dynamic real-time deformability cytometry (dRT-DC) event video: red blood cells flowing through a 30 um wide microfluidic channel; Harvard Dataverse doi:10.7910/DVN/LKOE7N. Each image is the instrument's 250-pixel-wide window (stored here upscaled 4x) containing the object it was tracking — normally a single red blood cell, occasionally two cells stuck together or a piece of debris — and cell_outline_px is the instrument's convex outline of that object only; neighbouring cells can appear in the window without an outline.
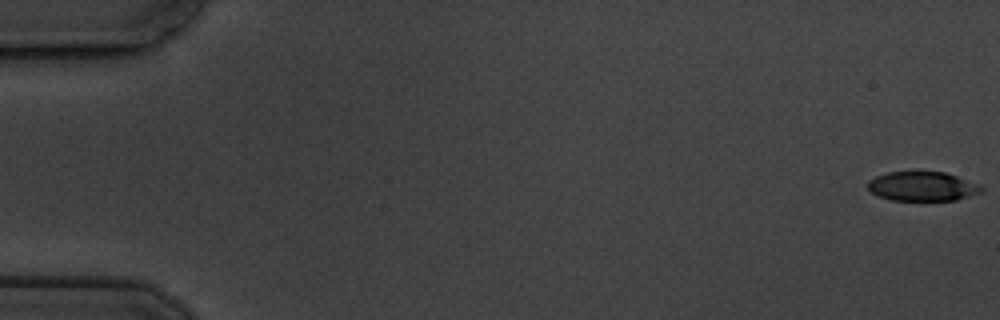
{"species": "common noctule bat (a hibernating species)", "species_latin": "Nyctalus noctula", "temperature_condition": "cold", "stored_images_in_passage": 6, "camera_frame_rate_fps": 3000, "um_per_image_px": 0.085, "animal": {"sex": "male", "body_mass_g": 19.5, "forearm_length_mm": 54.6}, "frame": {"image": 1, "passage_image": 1, "time_ms": 0.0, "image_size_px": [1000, 320], "cell_outline_px": [[984, 192], [956, 200], [892, 200], [880, 196], [872, 192], [868, 188], [868, 180], [876, 176], [888, 172], [944, 172], [980, 184], [984, 188]], "centroid_in_image_um": [78.45, 15.84], "position_along_channel_um": 6.6, "area_um2": 19.36}}
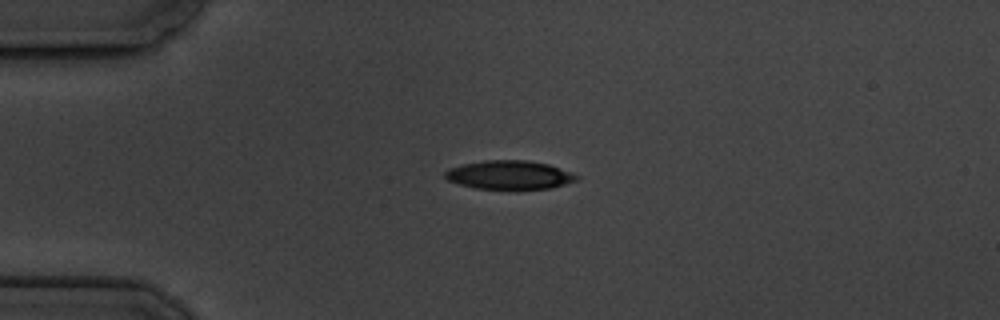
{"frame": {"image": 2, "passage_image": 5, "time_ms": 4.667, "image_size_px": [1000, 320], "cell_outline_px": [[580, 180], [552, 188], [516, 192], [476, 188], [460, 184], [448, 180], [444, 176], [444, 172], [448, 168], [460, 164], [484, 160], [528, 160], [548, 164], [580, 176]], "centroid_in_image_um": [43.32, 14.91], "position_along_channel_um": 41.7, "area_um2": 23.0}}